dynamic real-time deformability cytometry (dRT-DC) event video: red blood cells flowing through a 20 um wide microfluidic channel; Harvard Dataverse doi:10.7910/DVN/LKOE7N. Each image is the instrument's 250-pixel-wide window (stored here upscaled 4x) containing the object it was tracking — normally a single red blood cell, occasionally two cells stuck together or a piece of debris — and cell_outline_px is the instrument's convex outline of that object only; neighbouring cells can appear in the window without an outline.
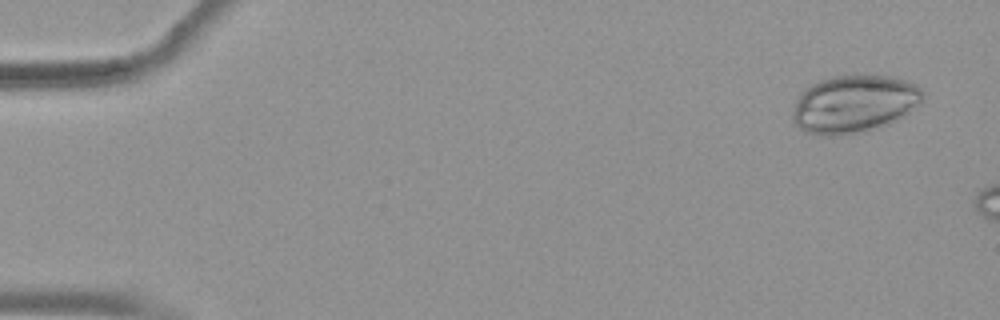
{"species": "common noctule bat (a hibernating species)", "species_latin": "Nyctalus noctula", "temperature_condition": "warm", "stored_images_in_passage": 15, "camera_frame_rate_fps": 3000, "um_per_image_px": 0.085, "animal": {"sex": "female", "body_mass_g": 19.9}, "frame": {"image": 1, "passage_image": 1, "time_ms": 0.0, "image_size_px": [1000, 320], "cell_outline_px": [[924, 100], [920, 104], [904, 116], [880, 128], [860, 132], [832, 136], [820, 136], [804, 132], [792, 120], [792, 112], [796, 100], [800, 92], [804, 88], [820, 80], [832, 76], [896, 76], [908, 80], [916, 84], [924, 92]], "centroid_in_image_um": [72.61, 8.84], "position_along_channel_um": 12.4, "area_um2": 44.27}}